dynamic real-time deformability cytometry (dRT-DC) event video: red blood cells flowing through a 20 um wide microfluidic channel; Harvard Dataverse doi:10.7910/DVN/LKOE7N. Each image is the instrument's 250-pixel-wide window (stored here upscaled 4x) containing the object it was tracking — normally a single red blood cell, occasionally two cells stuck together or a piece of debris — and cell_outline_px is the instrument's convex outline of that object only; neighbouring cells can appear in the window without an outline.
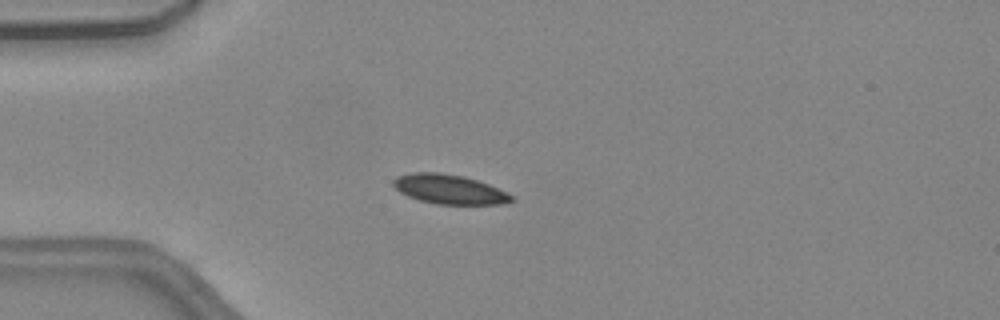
{"species": "common noctule bat (a hibernating species)", "species_latin": "Nyctalus noctula", "temperature_condition": "warm", "stored_images_in_passage": 51, "camera_frame_rate_fps": 3000, "um_per_image_px": 0.085, "animal": {"sex": "female", "body_mass_g": 24.6, "forearm_length_mm": 56.2}, "frame": {"image": 1, "passage_image": 14, "time_ms": 4.333, "image_size_px": [1000, 320], "cell_outline_px": [[512, 200], [496, 204], [440, 204], [420, 200], [400, 192], [392, 184], [392, 180], [400, 176], [420, 172], [432, 172], [460, 176], [476, 180], [496, 188], [512, 196]], "centroid_in_image_um": [38.14, 16.09], "position_along_channel_um": 46.9, "area_um2": 19.36}}
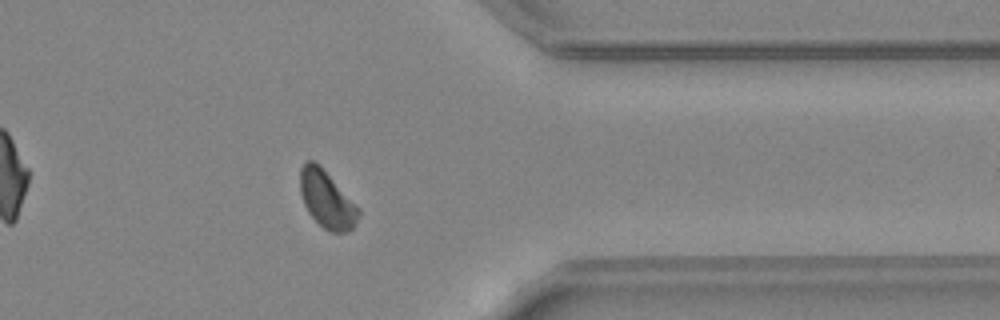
{"frame": {"image": 2, "passage_image": 41, "time_ms": 13.333, "image_size_px": [1000, 320], "cell_outline_px": [[360, 212], [352, 228], [344, 232], [332, 232], [324, 228], [308, 212], [304, 204], [300, 192], [300, 168], [308, 160], [312, 160], [360, 208]], "centroid_in_image_um": [27.76, 16.98], "position_along_channel_um": 383.6, "area_um2": 18.67}}
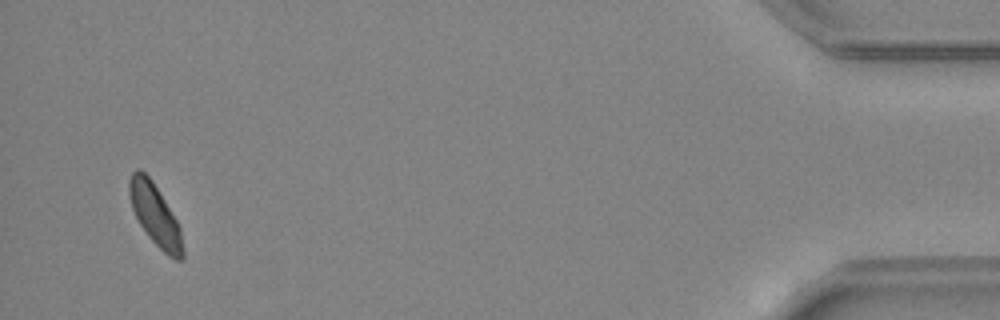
{"frame": {"image": 3, "passage_image": 49, "time_ms": 16.0, "image_size_px": [1000, 320], "cell_outline_px": [[184, 256], [180, 260], [176, 260], [168, 256], [152, 240], [140, 224], [132, 208], [128, 192], [128, 184], [132, 172], [136, 168], [140, 168], [152, 180], [176, 220], [180, 228], [184, 252]], "centroid_in_image_um": [13.17, 18.25], "position_along_channel_um": 422.0, "area_um2": 18.84}, "authors_computed_cell_mechanics": {"area_um2": 18.4382, "velocity_mm_per_s": 4.0779, "shape_relaxation_time_tau1_ms": 7.7824, "shape_relaxation_time_tau2_ms": 2.7953, "deformation_change_tau1": 0.1176, "deformation_change_tau2": 0.0539}}